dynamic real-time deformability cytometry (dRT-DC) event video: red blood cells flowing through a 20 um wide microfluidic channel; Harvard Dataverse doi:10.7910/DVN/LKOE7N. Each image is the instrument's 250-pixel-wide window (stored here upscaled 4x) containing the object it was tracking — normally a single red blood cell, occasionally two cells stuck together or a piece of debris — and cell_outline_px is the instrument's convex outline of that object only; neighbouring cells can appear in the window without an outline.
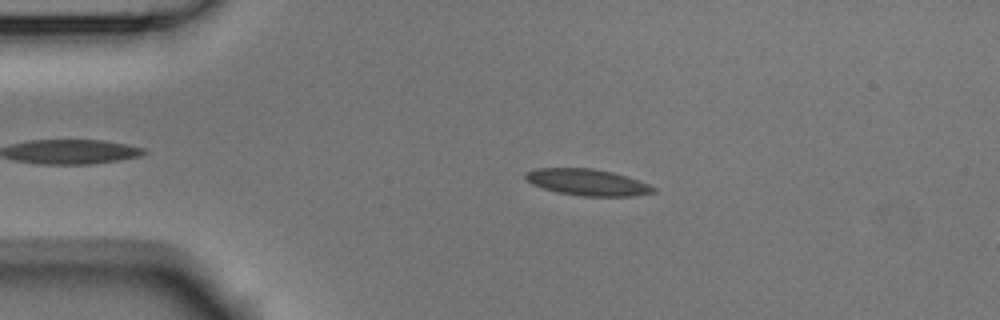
{"species": "Egyptian fruit bat (a non-hibernating species)", "species_latin": "Rousettus aegyptiacus", "temperature_condition": "room temperature", "stored_images_in_passage": 45, "camera_frame_rate_fps": 3000, "um_per_image_px": 0.085, "animal": {"sex": "male"}, "frame": {"image": 1, "passage_image": 10, "time_ms": 3.0, "image_size_px": [1000, 320], "cell_outline_px": [[656, 192], [628, 196], [584, 196], [560, 192], [544, 188], [532, 184], [524, 176], [524, 172], [532, 168], [592, 168], [612, 172], [628, 176], [648, 184], [656, 188]], "centroid_in_image_um": [49.92, 15.47], "position_along_channel_um": 35.1, "area_um2": 19.59}}
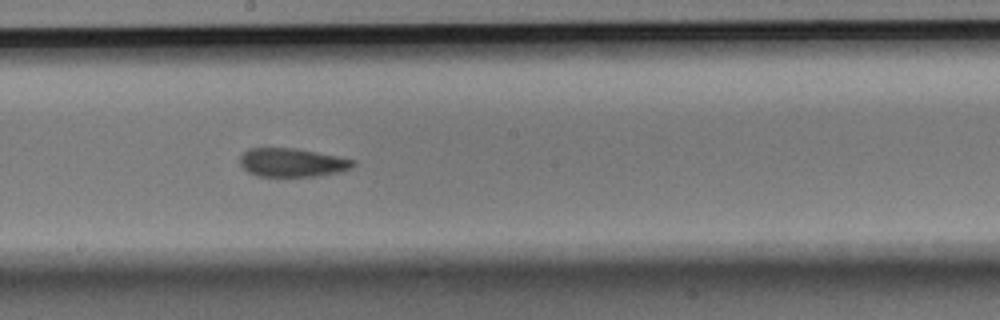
{"frame": {"image": 2, "passage_image": 28, "time_ms": 9.0, "image_size_px": [1000, 320], "cell_outline_px": [[356, 164], [352, 168], [340, 172], [316, 176], [260, 176], [248, 172], [240, 164], [240, 156], [248, 148], [292, 148], [336, 156], [356, 160]], "centroid_in_image_um": [24.84, 13.82], "position_along_channel_um": 223.4, "area_um2": 18.73}}
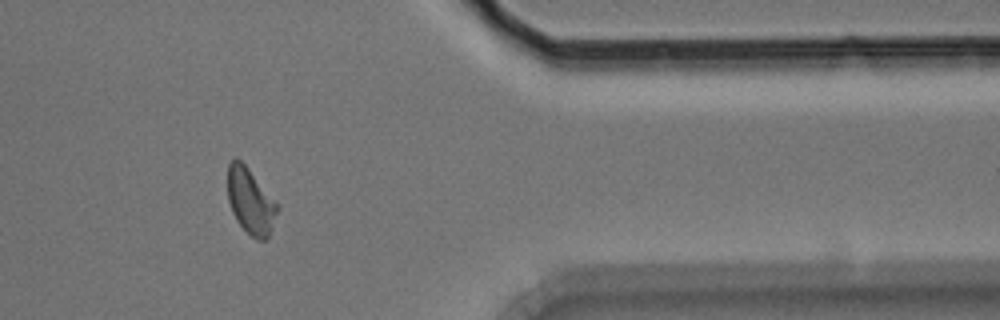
{"frame": {"image": 3, "passage_image": 43, "time_ms": 14.0, "image_size_px": [1000, 320], "cell_outline_px": [[280, 208], [268, 236], [264, 240], [256, 240], [236, 220], [232, 212], [228, 200], [228, 164], [236, 156], [248, 168], [276, 200]], "centroid_in_image_um": [21.31, 17.08], "position_along_channel_um": 390.1, "area_um2": 19.02}, "authors_computed_cell_mechanics": {"area_um2": 19.4786, "velocity_mm_per_s": 3.7494, "shape_relaxation_time_tau1_ms": 4.5422, "shape_relaxation_time_tau2_ms": 1.8175, "deformation_change_tau1": 0.1196, "deformation_change_tau2": 0.0936}}